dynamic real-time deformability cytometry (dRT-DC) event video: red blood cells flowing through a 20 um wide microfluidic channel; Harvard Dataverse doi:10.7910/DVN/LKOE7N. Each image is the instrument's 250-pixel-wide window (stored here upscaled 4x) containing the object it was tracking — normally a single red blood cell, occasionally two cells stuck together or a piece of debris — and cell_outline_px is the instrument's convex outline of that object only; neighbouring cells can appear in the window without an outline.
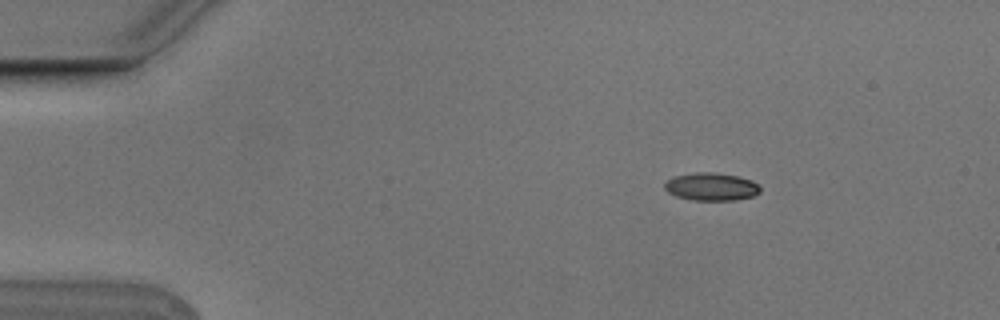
{"species": "Egyptian fruit bat (a non-hibernating species)", "species_latin": "Rousettus aegyptiacus", "temperature_condition": "cold", "stored_images_in_passage": 4, "camera_frame_rate_fps": 3000, "um_per_image_px": 0.085, "animal": {"sex": "male"}, "frame": {"image": 1, "passage_image": 2, "time_ms": 0.333, "image_size_px": [1000, 320], "cell_outline_px": [[760, 192], [752, 196], [736, 200], [692, 200], [676, 196], [668, 192], [664, 188], [664, 184], [668, 180], [676, 176], [696, 172], [716, 172], [740, 176], [752, 180], [760, 184]], "centroid_in_image_um": [60.5, 15.86], "position_along_channel_um": 24.5, "area_um2": 15.61}}